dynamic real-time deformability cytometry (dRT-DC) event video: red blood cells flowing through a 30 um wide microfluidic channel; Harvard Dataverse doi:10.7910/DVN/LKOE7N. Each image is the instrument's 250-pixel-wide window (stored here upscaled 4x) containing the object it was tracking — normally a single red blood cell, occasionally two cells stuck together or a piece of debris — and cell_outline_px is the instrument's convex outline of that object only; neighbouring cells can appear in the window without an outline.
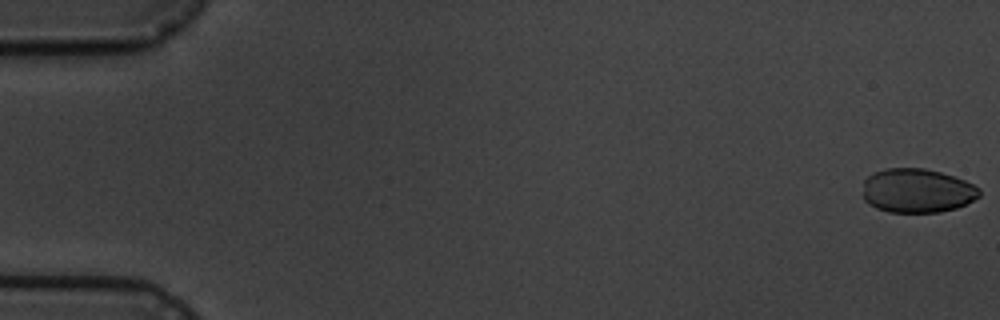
{"species": "common noctule bat (a hibernating species)", "species_latin": "Nyctalus noctula", "temperature_condition": "cold", "stored_images_in_passage": 5, "camera_frame_rate_fps": 3000, "um_per_image_px": 0.085, "animal": {"sex": "male", "body_mass_g": 19.5, "forearm_length_mm": 54.6}, "frame": {"image": 1, "passage_image": 1, "time_ms": 0.0, "image_size_px": [1000, 320], "cell_outline_px": [[980, 196], [956, 208], [940, 212], [888, 212], [876, 208], [868, 204], [864, 200], [864, 180], [872, 172], [888, 168], [924, 168], [940, 172], [964, 180], [980, 188]], "centroid_in_image_um": [77.93, 16.21], "position_along_channel_um": 7.1, "area_um2": 29.94}}